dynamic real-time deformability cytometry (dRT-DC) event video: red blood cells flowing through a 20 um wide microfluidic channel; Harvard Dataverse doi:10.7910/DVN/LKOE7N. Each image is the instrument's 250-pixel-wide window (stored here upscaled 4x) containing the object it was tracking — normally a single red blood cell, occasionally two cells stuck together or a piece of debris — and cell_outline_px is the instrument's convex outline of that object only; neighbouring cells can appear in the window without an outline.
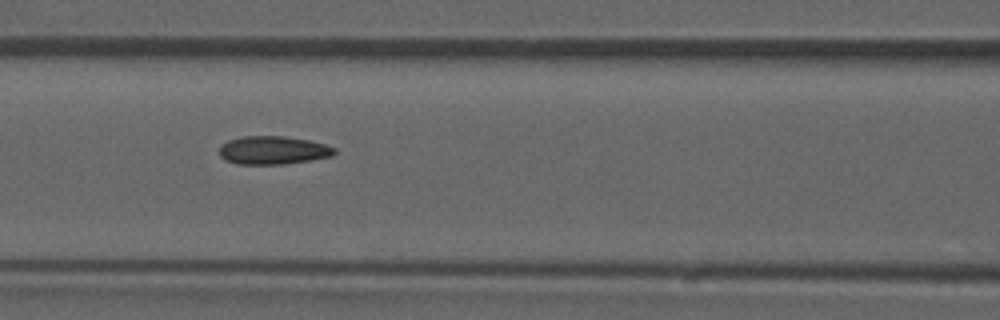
{"species": "common noctule bat (a hibernating species)", "species_latin": "Nyctalus noctula", "temperature_condition": "room temperature", "stored_images_in_passage": 39, "camera_frame_rate_fps": 3000, "um_per_image_px": 0.085, "animal": {"sex": "male", "forearm_length_mm": 52.5}, "frame": {"image": 1, "passage_image": 17, "time_ms": 5.333, "image_size_px": [1000, 320], "cell_outline_px": [[336, 152], [332, 156], [284, 164], [236, 164], [224, 160], [220, 156], [220, 144], [228, 140], [240, 136], [284, 136], [308, 140], [324, 144], [336, 148]], "centroid_in_image_um": [23.17, 12.76], "position_along_channel_um": 143.4, "area_um2": 19.02}, "authors_computed_cell_mechanics": {"area_um2": 19.0162, "velocity_mm_per_s": 3.9148, "shape_relaxation_time_tau1_ms": null, "shape_relaxation_time_tau2_ms": 2.3475, "deformation_change_tau1": null, "deformation_change_tau2": 0.0904}}